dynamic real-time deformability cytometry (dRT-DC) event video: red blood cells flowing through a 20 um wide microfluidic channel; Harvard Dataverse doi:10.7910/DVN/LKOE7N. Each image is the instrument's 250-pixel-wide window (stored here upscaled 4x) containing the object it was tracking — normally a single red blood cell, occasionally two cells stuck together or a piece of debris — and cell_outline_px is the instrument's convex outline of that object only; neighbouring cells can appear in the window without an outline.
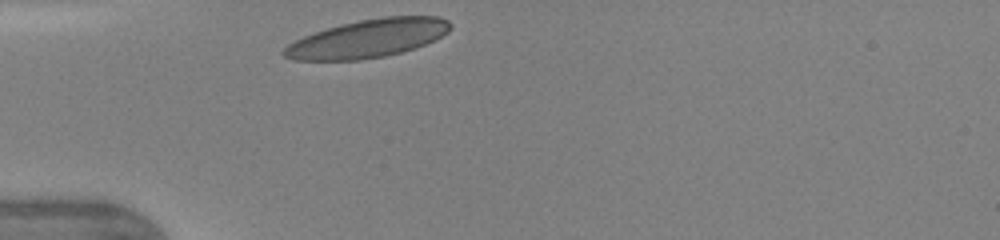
{"species": "human", "species_latin": "Homo sapiens", "temperature_condition": "warm", "stored_images_in_passage": 30, "camera_frame_rate_fps": 3000, "um_per_image_px": 0.085, "donor": {"sex": "female"}, "frame": {"image": 1, "passage_image": 1, "time_ms": 0.0, "image_size_px": [1000, 240], "cell_outline_px": [[452, 28], [448, 32], [424, 44], [400, 52], [384, 56], [360, 60], [292, 60], [284, 56], [280, 52], [288, 44], [304, 36], [340, 24], [360, 20], [384, 16], [440, 16], [448, 20], [452, 24]], "centroid_in_image_um": [31.26, 3.26], "position_along_channel_um": 53.7, "area_um2": 36.82}}
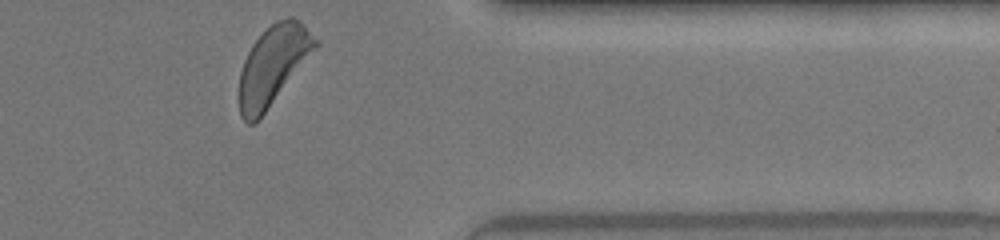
{"frame": {"image": 2, "passage_image": 30, "time_ms": 8.333, "image_size_px": [1000, 240], "cell_outline_px": [[320, 44], [256, 124], [248, 124], [240, 116], [240, 72], [244, 60], [252, 44], [276, 20], [288, 16], [292, 16], [300, 20], [320, 40]], "centroid_in_image_um": [23.24, 5.54], "position_along_channel_um": 388.2, "area_um2": 35.08}, "authors_computed_cell_mechanics": {"area_um2": 35.0846, "velocity_mm_per_s": 4.29, "shape_relaxation_time_tau1_ms": 2.1901, "shape_relaxation_time_tau2_ms": 1.2543, "deformation_change_tau1": 0.1079, "deformation_change_tau2": 0.0799}}